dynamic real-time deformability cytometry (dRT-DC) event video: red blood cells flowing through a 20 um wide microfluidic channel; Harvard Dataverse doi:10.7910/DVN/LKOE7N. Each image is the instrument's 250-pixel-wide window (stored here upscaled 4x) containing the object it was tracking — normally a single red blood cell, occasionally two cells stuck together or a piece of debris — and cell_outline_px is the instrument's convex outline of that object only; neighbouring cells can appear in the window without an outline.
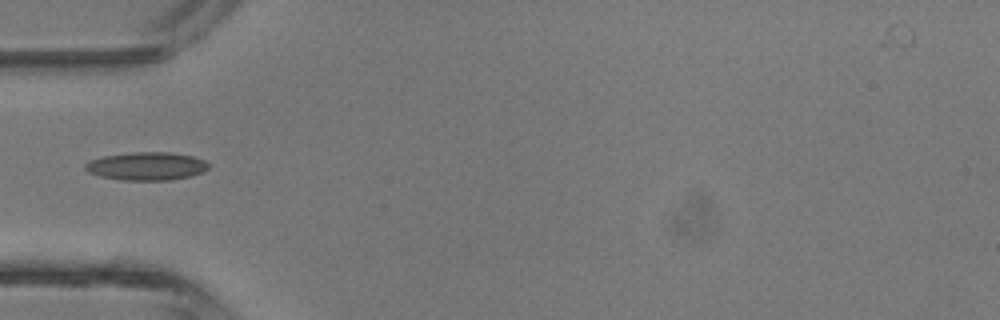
{"species": "common noctule bat (a hibernating species)", "species_latin": "Nyctalus noctula", "temperature_condition": "room temperature", "stored_images_in_passage": 2, "camera_frame_rate_fps": 3000, "um_per_image_px": 0.085, "animal": {"sex": "male", "body_mass_g": 13.3}, "frame": {"image": 1, "passage_image": 1, "time_ms": 0.0, "image_size_px": [1000, 320], "cell_outline_px": [[212, 164], [204, 172], [192, 176], [168, 180], [124, 180], [100, 176], [88, 172], [84, 168], [84, 164], [92, 160], [104, 156], [132, 152], [168, 152], [192, 156], [204, 160]], "centroid_in_image_um": [12.5, 14.12], "position_along_channel_um": 72.5, "area_um2": 20.23}}
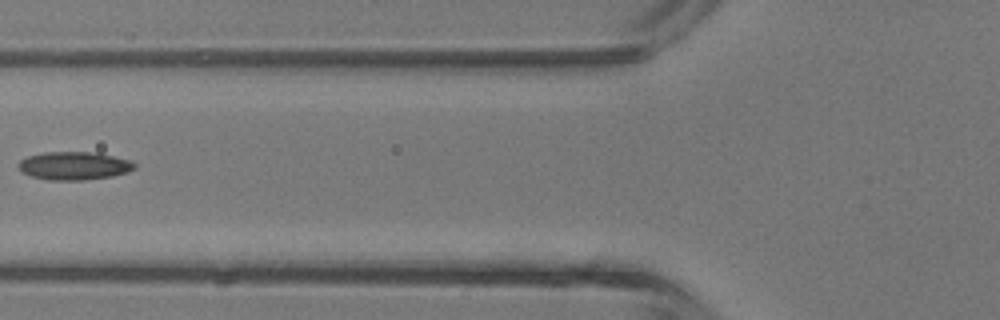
{"frame": {"image": 2, "passage_image": 2, "time_ms": 1.0, "image_size_px": [1000, 320], "cell_outline_px": [[136, 168], [128, 172], [112, 176], [84, 180], [48, 180], [32, 176], [20, 172], [16, 164], [20, 160], [28, 156], [44, 152], [96, 152], [132, 160], [136, 164]], "centroid_in_image_um": [6.3, 14.09], "position_along_channel_um": 119.5, "area_um2": 19.31}}